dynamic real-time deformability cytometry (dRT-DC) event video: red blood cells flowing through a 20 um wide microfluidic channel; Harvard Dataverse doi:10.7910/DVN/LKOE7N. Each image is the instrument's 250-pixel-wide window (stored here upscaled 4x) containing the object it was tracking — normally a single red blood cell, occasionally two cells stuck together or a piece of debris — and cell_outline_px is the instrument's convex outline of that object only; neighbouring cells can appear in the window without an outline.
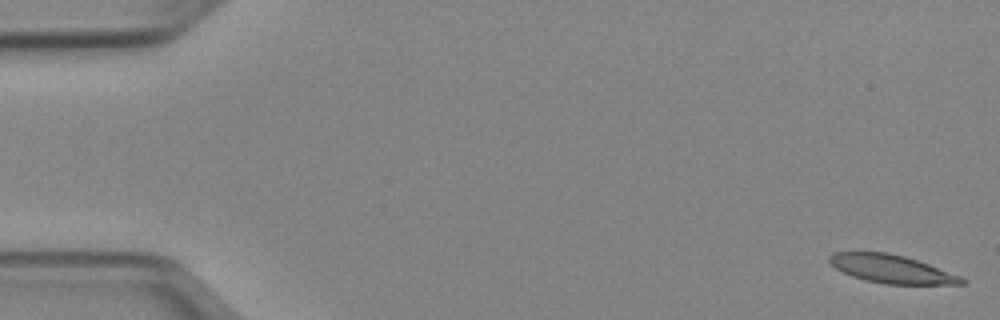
{"species": "Egyptian fruit bat (a non-hibernating species)", "species_latin": "Rousettus aegyptiacus", "temperature_condition": "cold", "stored_images_in_passage": 52, "segment_of_instrument_passage": [1, 2], "camera_frame_rate_fps": 3000, "um_per_image_px": 0.085, "animal": {"sex": "female"}, "frame": {"image": 1, "passage_image": 1, "time_ms": 0.0, "image_size_px": [1000, 320], "cell_outline_px": [[968, 280], [964, 284], [884, 284], [864, 280], [852, 276], [836, 268], [828, 260], [828, 256], [832, 252], [888, 252], [904, 256], [928, 264], [960, 276]], "centroid_in_image_um": [75.76, 22.86], "position_along_channel_um": 9.2, "area_um2": 21.62}}
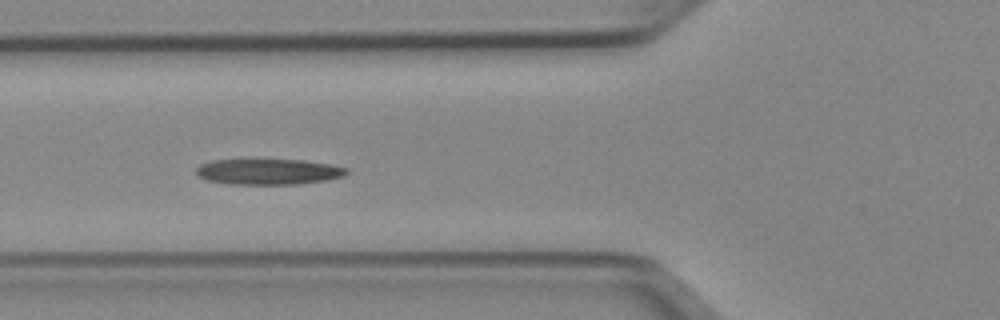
{"frame": {"image": 2, "passage_image": 19, "time_ms": 6.0, "image_size_px": [1000, 320], "cell_outline_px": [[348, 172], [344, 176], [328, 180], [300, 184], [232, 184], [208, 180], [196, 176], [196, 168], [200, 164], [212, 160], [304, 160], [332, 164], [348, 168]], "centroid_in_image_um": [22.85, 14.59], "position_along_channel_um": 103.0, "area_um2": 22.66}}
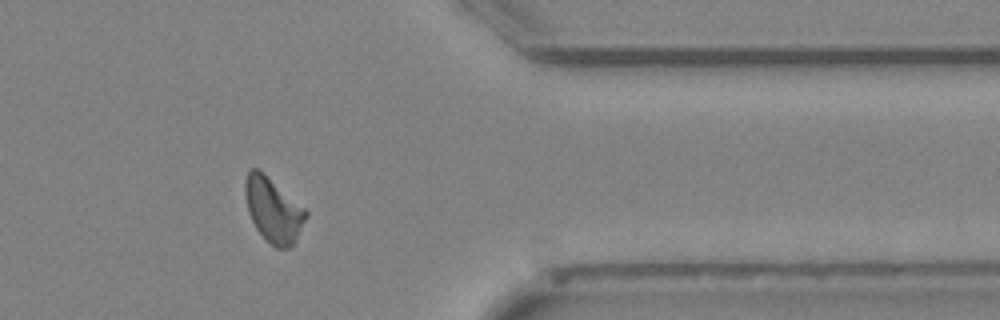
{"frame": {"image": 3, "passage_image": 42, "time_ms": 13.667, "image_size_px": [1000, 320], "cell_outline_px": [[308, 216], [292, 244], [288, 248], [276, 248], [256, 228], [248, 212], [244, 192], [244, 180], [248, 168], [260, 168], [304, 208], [308, 212]], "centroid_in_image_um": [23.19, 17.77], "position_along_channel_um": 388.2, "area_um2": 22.72}}